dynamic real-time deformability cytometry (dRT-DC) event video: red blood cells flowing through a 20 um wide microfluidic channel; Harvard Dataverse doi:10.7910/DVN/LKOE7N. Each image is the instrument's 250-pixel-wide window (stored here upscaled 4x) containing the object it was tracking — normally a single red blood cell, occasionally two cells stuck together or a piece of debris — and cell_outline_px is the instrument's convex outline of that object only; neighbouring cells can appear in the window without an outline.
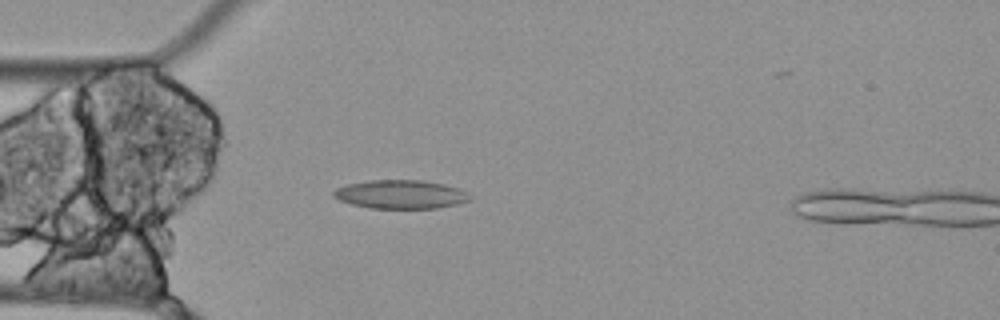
{"species": "Egyptian fruit bat (a non-hibernating species)", "species_latin": "Rousettus aegyptiacus", "temperature_condition": "cold", "stored_images_in_passage": 9, "camera_frame_rate_fps": 3000, "um_per_image_px": 0.085, "animal": {"sex": "female"}, "frame": {"image": 1, "passage_image": 5, "time_ms": 1.333, "image_size_px": [1000, 320], "cell_outline_px": [[472, 200], [456, 204], [436, 208], [368, 208], [352, 204], [340, 200], [332, 196], [332, 192], [336, 188], [348, 184], [368, 180], [420, 180], [444, 184], [460, 188], [468, 192], [472, 196]], "centroid_in_image_um": [34.08, 16.52], "position_along_channel_um": 50.9, "area_um2": 22.89}}
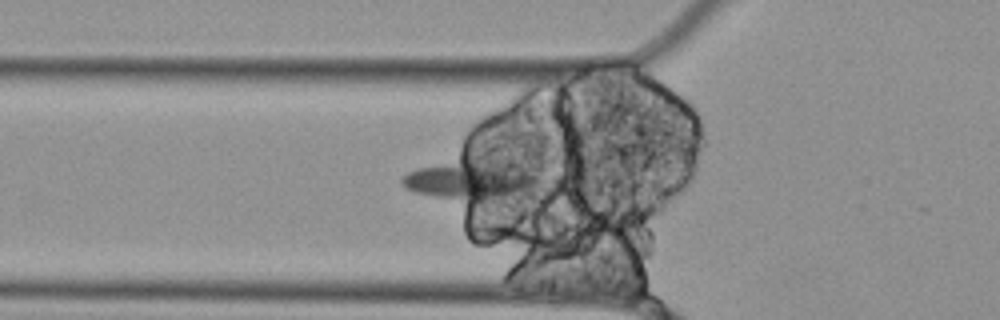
{"frame": {"image": 2, "passage_image": 8, "time_ms": 2.333, "image_size_px": [1000, 320], "cell_outline_px": [[536, 184], [532, 192], [472, 204], [412, 192], [404, 188], [400, 184], [400, 180], [408, 172], [420, 168], [464, 156], [476, 156], [500, 164], [528, 176], [536, 180]], "centroid_in_image_um": [39.78, 15.35], "position_along_channel_um": 86.0, "area_um2": 31.1}}